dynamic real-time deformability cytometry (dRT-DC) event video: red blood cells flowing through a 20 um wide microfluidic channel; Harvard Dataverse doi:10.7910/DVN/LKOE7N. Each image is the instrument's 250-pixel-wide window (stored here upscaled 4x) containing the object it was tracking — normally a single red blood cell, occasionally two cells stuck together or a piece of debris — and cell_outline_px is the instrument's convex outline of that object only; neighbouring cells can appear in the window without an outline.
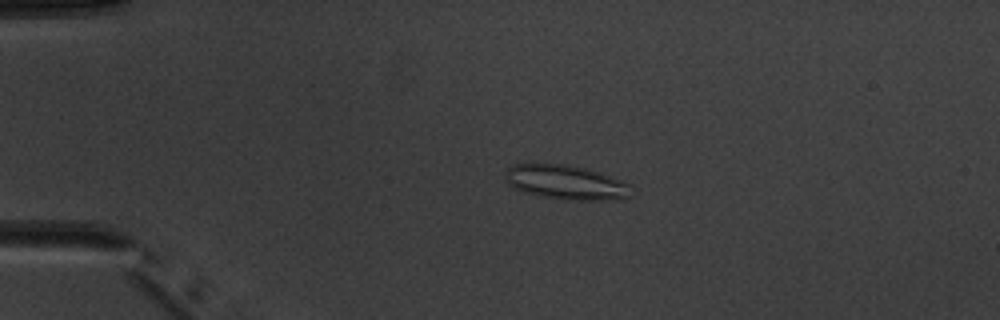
{"species": "common noctule bat (a hibernating species)", "species_latin": "Nyctalus noctula", "temperature_condition": "warm", "stored_images_in_passage": 4, "camera_frame_rate_fps": 3000, "um_per_image_px": 0.085, "animal": {"sex": "male", "body_mass_g": 20.1, "forearm_length_mm": 53.5}, "frame": {"image": 1, "passage_image": 3, "time_ms": 2.333, "image_size_px": [1000, 320], "cell_outline_px": [[632, 184], [628, 196], [624, 200], [564, 200], [540, 196], [524, 192], [512, 188], [504, 180], [504, 172], [512, 164], [568, 164], [588, 168], [600, 172]], "centroid_in_image_um": [48.1, 15.5], "position_along_channel_um": 36.9, "area_um2": 25.84}}